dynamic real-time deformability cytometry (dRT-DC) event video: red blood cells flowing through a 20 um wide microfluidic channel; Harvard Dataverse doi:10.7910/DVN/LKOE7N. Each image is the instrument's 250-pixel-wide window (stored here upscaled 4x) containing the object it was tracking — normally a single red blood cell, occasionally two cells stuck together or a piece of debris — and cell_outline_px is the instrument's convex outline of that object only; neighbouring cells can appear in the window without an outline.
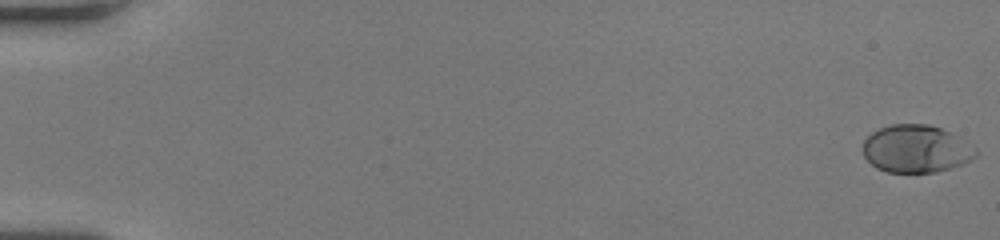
{"species": "human", "species_latin": "Homo sapiens", "temperature_condition": "room temperature", "stored_images_in_passage": 53, "camera_frame_rate_fps": 3000, "um_per_image_px": 0.085, "donor": {"sex": "female"}, "frame": {"image": 1, "passage_image": 1, "time_ms": 0.0, "image_size_px": [1000, 240], "cell_outline_px": [[976, 156], [972, 160], [936, 172], [888, 172], [876, 168], [864, 156], [864, 140], [872, 132], [888, 124], [928, 124], [952, 132], [976, 148]], "centroid_in_image_um": [77.87, 12.64], "position_along_channel_um": 7.1, "area_um2": 31.21}}
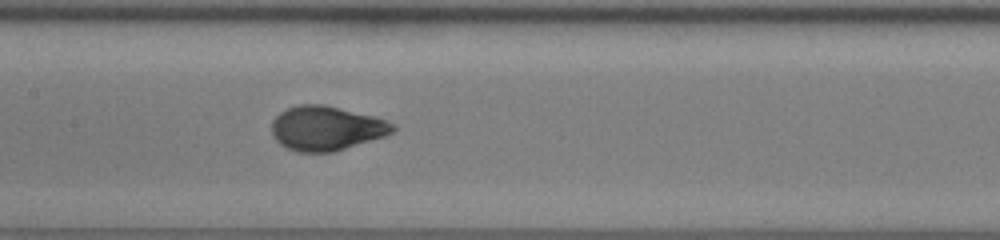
{"frame": {"image": 2, "passage_image": 28, "time_ms": 9.0, "image_size_px": [1000, 240], "cell_outline_px": [[396, 128], [392, 132], [384, 136], [332, 152], [296, 152], [280, 144], [272, 136], [272, 120], [280, 112], [288, 108], [300, 104], [324, 104], [372, 116], [384, 120], [392, 124]], "centroid_in_image_um": [27.68, 10.9], "position_along_channel_um": 179.7, "area_um2": 30.98}}
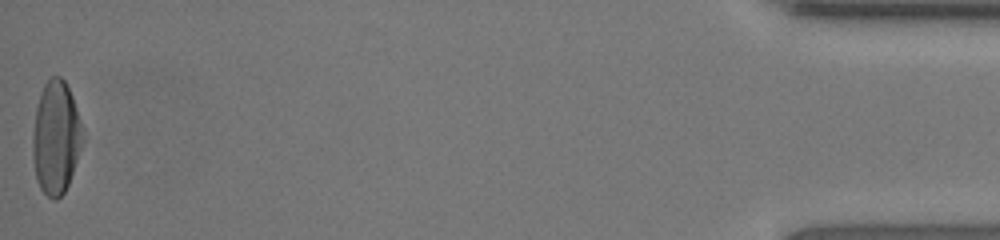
{"frame": {"image": 3, "passage_image": 53, "time_ms": 17.333, "image_size_px": [1000, 240], "cell_outline_px": [[84, 140], [68, 184], [64, 192], [56, 200], [48, 196], [40, 188], [36, 180], [32, 160], [32, 132], [36, 108], [40, 92], [44, 84], [52, 76], [60, 76], [64, 80], [72, 96], [84, 128]], "centroid_in_image_um": [4.75, 11.68], "position_along_channel_um": 430.5, "area_um2": 33.29}, "authors_computed_cell_mechanics": {"area_um2": 31.0964, "velocity_mm_per_s": 4.097, "shape_relaxation_time_tau1_ms": 3.2359, "shape_relaxation_time_tau2_ms": null, "deformation_change_tau1": 0.1937, "deformation_change_tau2": null}}